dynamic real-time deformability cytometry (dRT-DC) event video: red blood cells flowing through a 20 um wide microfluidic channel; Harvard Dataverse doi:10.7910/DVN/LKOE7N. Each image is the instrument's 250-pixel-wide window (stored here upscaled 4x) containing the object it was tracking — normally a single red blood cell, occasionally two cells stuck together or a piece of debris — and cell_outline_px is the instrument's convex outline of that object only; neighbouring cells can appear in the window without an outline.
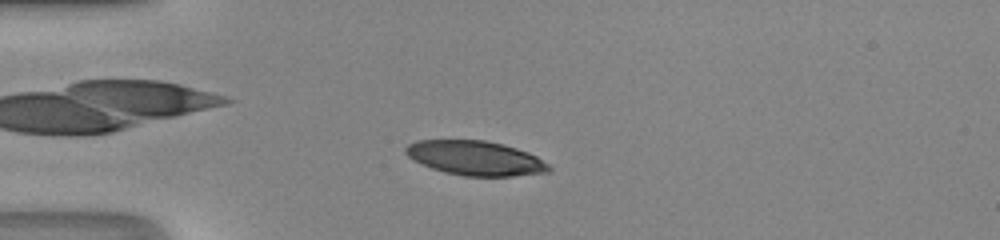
{"species": "human", "species_latin": "Homo sapiens", "temperature_condition": "room temperature", "stored_images_in_passage": 14, "camera_frame_rate_fps": 3000, "um_per_image_px": 0.085, "donor": {"sex": "male"}, "frame": {"image": 1, "passage_image": 8, "time_ms": 2.333, "image_size_px": [1000, 240], "cell_outline_px": [[552, 172], [512, 176], [464, 176], [444, 172], [432, 168], [408, 156], [404, 152], [404, 148], [408, 144], [416, 140], [484, 140], [504, 144], [528, 152], [536, 156], [548, 164], [552, 168]], "centroid_in_image_um": [40.44, 13.44], "position_along_channel_um": 44.6, "area_um2": 28.78}}
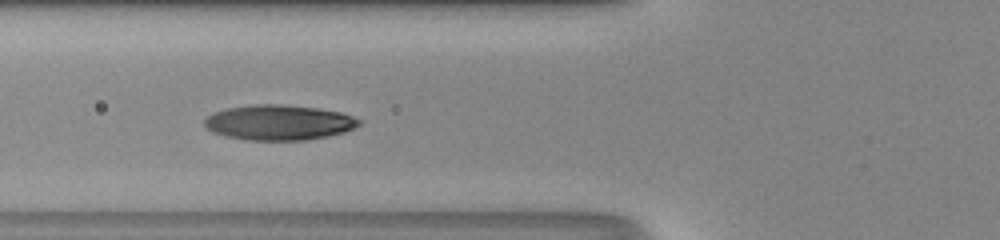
{"frame": {"image": 2, "passage_image": 14, "time_ms": 4.333, "image_size_px": [1000, 240], "cell_outline_px": [[364, 124], [356, 128], [344, 132], [328, 136], [304, 140], [248, 140], [224, 136], [212, 132], [204, 124], [204, 120], [212, 112], [224, 108], [256, 104], [280, 104], [316, 108], [340, 112], [352, 116], [360, 120]], "centroid_in_image_um": [23.71, 10.41], "position_along_channel_um": 102.1, "area_um2": 31.91}}